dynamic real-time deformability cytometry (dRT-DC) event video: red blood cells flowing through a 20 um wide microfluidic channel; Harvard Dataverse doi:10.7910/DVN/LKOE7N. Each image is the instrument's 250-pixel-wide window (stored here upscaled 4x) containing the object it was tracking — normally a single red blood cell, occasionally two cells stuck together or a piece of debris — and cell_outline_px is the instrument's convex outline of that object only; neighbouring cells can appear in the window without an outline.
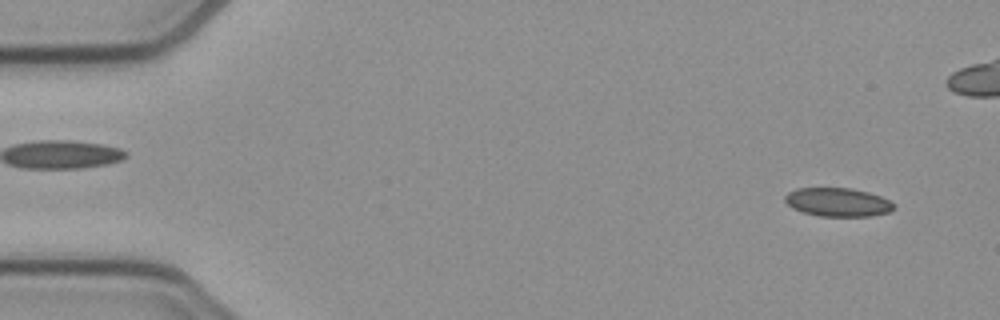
{"species": "common noctule bat (a hibernating species)", "species_latin": "Nyctalus noctula", "temperature_condition": "cold", "stored_images_in_passage": 45, "camera_frame_rate_fps": 3000, "um_per_image_px": 0.085, "animal": {"sex": "female", "body_mass_g": 21.9}, "frame": {"image": 1, "passage_image": 3, "time_ms": 0.667, "image_size_px": [1000, 320], "cell_outline_px": [[896, 208], [888, 212], [872, 216], [820, 216], [804, 212], [792, 208], [784, 200], [784, 196], [788, 192], [796, 188], [852, 188], [868, 192], [880, 196], [896, 204]], "centroid_in_image_um": [71.22, 17.18], "position_along_channel_um": 13.8, "area_um2": 18.21}}
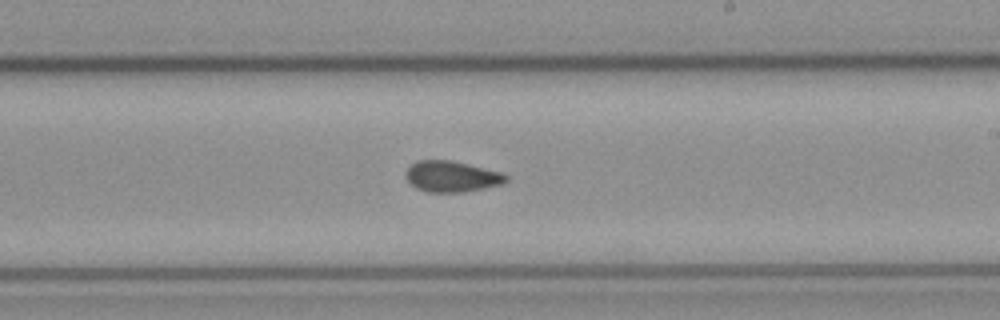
{"frame": {"image": 2, "passage_image": 30, "time_ms": 9.667, "image_size_px": [1000, 320], "cell_outline_px": [[508, 180], [504, 184], [464, 192], [424, 192], [416, 188], [404, 176], [404, 172], [416, 160], [452, 160], [504, 172], [508, 176]], "centroid_in_image_um": [38.42, 15.0], "position_along_channel_um": 250.6, "area_um2": 18.44}}
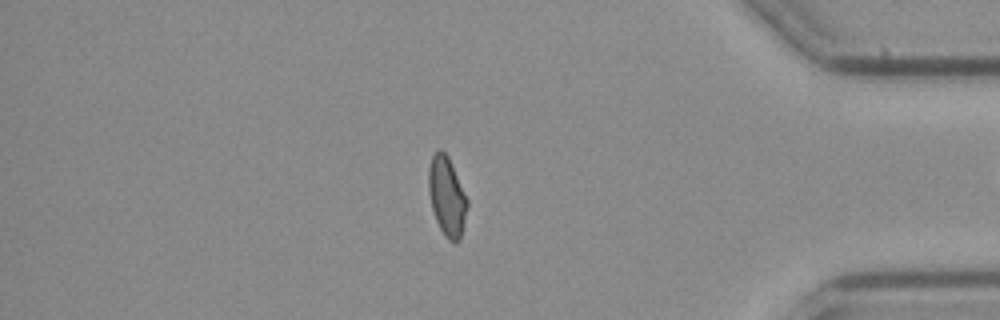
{"frame": {"image": 3, "passage_image": 44, "time_ms": 14.333, "image_size_px": [1000, 320], "cell_outline_px": [[468, 204], [460, 240], [456, 244], [448, 240], [444, 236], [436, 220], [432, 208], [428, 188], [428, 168], [432, 156], [440, 148], [448, 156], [468, 200]], "centroid_in_image_um": [37.98, 16.71], "position_along_channel_um": 397.2, "area_um2": 17.8}}